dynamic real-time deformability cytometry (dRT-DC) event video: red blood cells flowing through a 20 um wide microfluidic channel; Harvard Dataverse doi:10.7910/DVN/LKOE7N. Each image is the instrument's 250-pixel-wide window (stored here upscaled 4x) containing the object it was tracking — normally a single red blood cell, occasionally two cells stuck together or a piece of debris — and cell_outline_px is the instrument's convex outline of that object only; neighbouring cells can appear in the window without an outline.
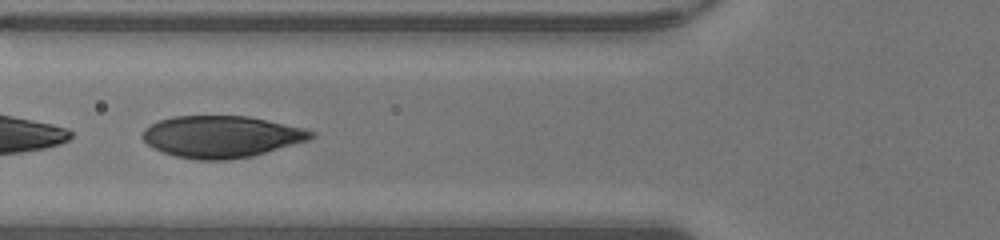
{"species": "human", "species_latin": "Homo sapiens", "temperature_condition": "warm", "stored_images_in_passage": 34, "camera_frame_rate_fps": 3000, "um_per_image_px": 0.085, "donor": {"sex": "male"}, "frame": {"image": 1, "passage_image": 17, "time_ms": 5.333, "image_size_px": [1000, 240], "cell_outline_px": [[316, 136], [308, 140], [252, 156], [228, 160], [200, 160], [176, 156], [164, 152], [148, 144], [140, 136], [144, 128], [160, 120], [172, 116], [248, 116], [268, 120], [304, 128], [316, 132]], "centroid_in_image_um": [18.83, 11.61], "position_along_channel_um": 107.0, "area_um2": 40.92}}
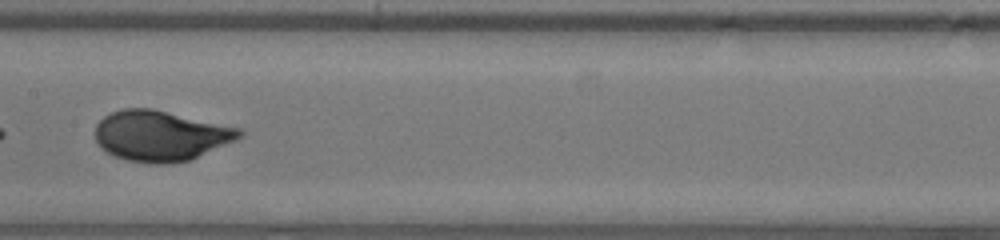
{"frame": {"image": 2, "passage_image": 23, "time_ms": 7.333, "image_size_px": [1000, 240], "cell_outline_px": [[244, 132], [236, 140], [188, 160], [168, 164], [156, 164], [128, 160], [116, 156], [108, 152], [96, 140], [96, 124], [104, 116], [112, 112], [124, 108], [152, 108], [240, 128]], "centroid_in_image_um": [13.65, 11.52], "position_along_channel_um": 193.7, "area_um2": 41.85}}
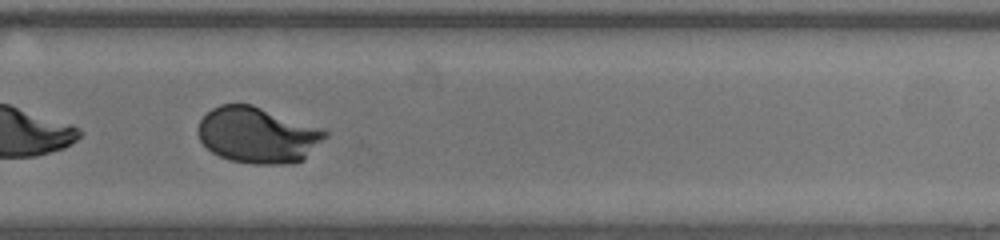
{"frame": {"image": 3, "passage_image": 31, "time_ms": 10.0, "image_size_px": [1000, 240], "cell_outline_px": [[328, 136], [304, 160], [284, 164], [252, 164], [228, 160], [212, 152], [200, 140], [196, 132], [196, 128], [200, 120], [212, 108], [220, 104], [252, 104], [324, 128], [328, 132]], "centroid_in_image_um": [21.92, 11.48], "position_along_channel_um": 307.9, "area_um2": 41.96}}